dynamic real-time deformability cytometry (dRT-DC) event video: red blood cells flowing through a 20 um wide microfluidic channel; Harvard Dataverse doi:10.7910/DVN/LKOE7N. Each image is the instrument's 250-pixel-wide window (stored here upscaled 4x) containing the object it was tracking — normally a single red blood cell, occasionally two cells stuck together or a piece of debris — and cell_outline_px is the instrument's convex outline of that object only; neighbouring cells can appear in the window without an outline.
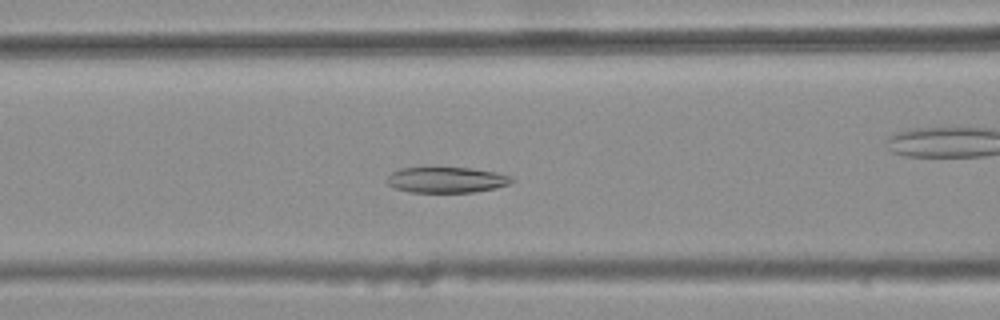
{"species": "common noctule bat (a hibernating species)", "species_latin": "Nyctalus noctula", "temperature_condition": "warm", "stored_images_in_passage": 44, "camera_frame_rate_fps": 3000, "um_per_image_px": 0.085, "animal": {"sex": "female", "body_mass_g": 25.1}, "frame": {"image": 1, "passage_image": 20, "time_ms": 6.333, "image_size_px": [1000, 320], "cell_outline_px": [[516, 180], [508, 184], [496, 188], [472, 192], [408, 192], [396, 188], [388, 184], [388, 176], [392, 172], [400, 168], [472, 168], [496, 172], [512, 176]], "centroid_in_image_um": [37.99, 15.29], "position_along_channel_um": 128.6, "area_um2": 18.61}}
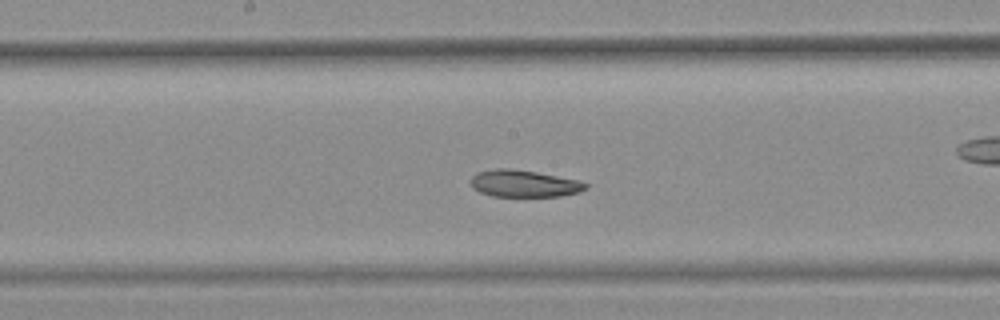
{"frame": {"image": 2, "passage_image": 26, "time_ms": 8.333, "image_size_px": [1000, 320], "cell_outline_px": [[588, 188], [580, 192], [560, 196], [492, 196], [480, 192], [472, 188], [472, 176], [476, 172], [496, 168], [508, 168], [536, 172], [576, 180], [588, 184]], "centroid_in_image_um": [44.52, 15.6], "position_along_channel_um": 203.7, "area_um2": 17.92}}
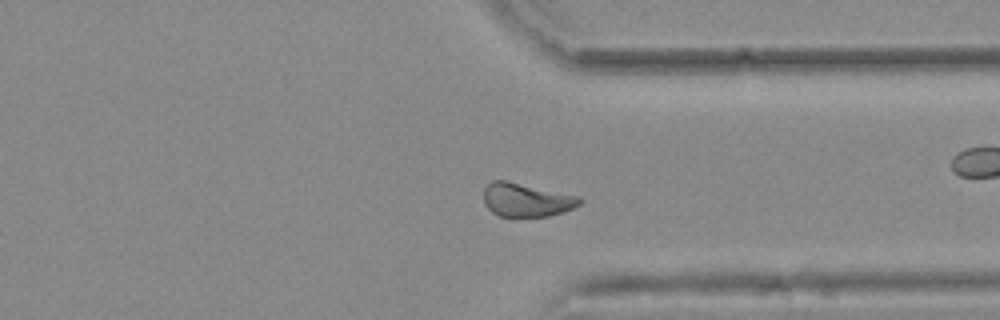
{"frame": {"image": 3, "passage_image": 39, "time_ms": 12.667, "image_size_px": [1000, 320], "cell_outline_px": [[580, 204], [564, 212], [548, 216], [500, 216], [492, 212], [484, 204], [484, 188], [492, 180], [508, 180], [580, 196]], "centroid_in_image_um": [44.73, 16.97], "position_along_channel_um": 366.7, "area_um2": 18.84}, "authors_computed_cell_mechanics": {"area_um2": 19.5942, "velocity_mm_per_s": 3.7616, "shape_relaxation_time_tau1_ms": null, "shape_relaxation_time_tau2_ms": 7.547, "deformation_change_tau1": null, "deformation_change_tau2": 0.1347}}